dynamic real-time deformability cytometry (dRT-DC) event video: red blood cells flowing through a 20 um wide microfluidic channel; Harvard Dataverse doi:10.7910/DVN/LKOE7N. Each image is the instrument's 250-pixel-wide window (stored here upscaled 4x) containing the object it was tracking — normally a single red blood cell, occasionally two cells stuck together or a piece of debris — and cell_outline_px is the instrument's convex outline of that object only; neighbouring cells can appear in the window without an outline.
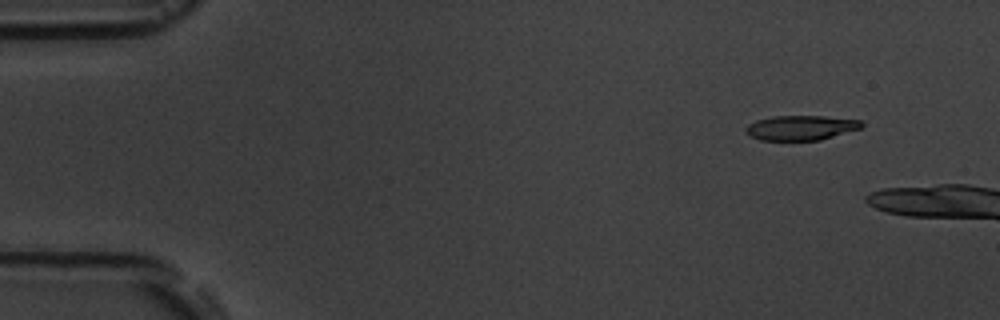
{"species": "common noctule bat (a hibernating species)", "species_latin": "Nyctalus noctula", "temperature_condition": "room temperature", "stored_images_in_passage": 5, "camera_frame_rate_fps": 3000, "um_per_image_px": 0.085, "animal": {"sex": "male", "body_mass_g": 19.5, "forearm_length_mm": 54.6}, "frame": {"image": 1, "passage_image": 2, "time_ms": 1.333, "image_size_px": [1000, 320], "cell_outline_px": [[864, 124], [860, 128], [820, 140], [760, 140], [744, 132], [744, 128], [748, 124], [756, 120], [772, 116], [824, 116], [860, 120]], "centroid_in_image_um": [68.03, 10.85], "position_along_channel_um": 17.0, "area_um2": 16.65}}